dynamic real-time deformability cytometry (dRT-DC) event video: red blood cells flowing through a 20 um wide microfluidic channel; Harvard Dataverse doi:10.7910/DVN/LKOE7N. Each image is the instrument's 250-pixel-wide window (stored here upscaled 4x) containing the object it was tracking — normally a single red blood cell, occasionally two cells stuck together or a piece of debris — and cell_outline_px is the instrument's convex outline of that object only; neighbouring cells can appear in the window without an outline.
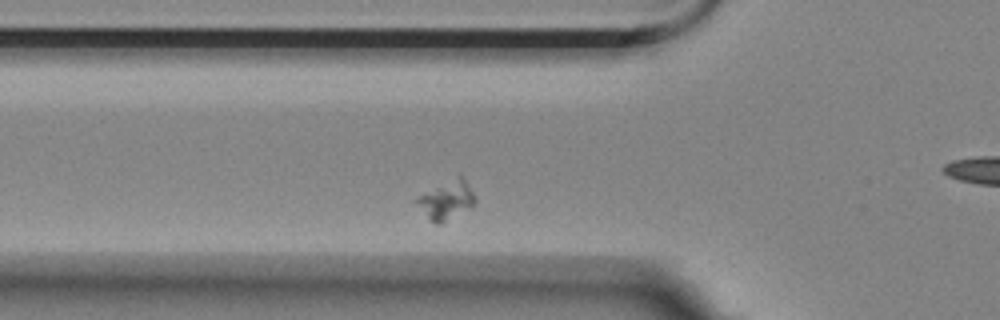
{"species": "Egyptian fruit bat (a non-hibernating species)", "species_latin": "Rousettus aegyptiacus", "temperature_condition": "room temperature", "stored_images_in_passage": 40, "camera_frame_rate_fps": 3000, "um_per_image_px": 0.085, "animal": {"sex": "female"}, "frame": {"image": 1, "passage_image": 9, "time_ms": 2.667, "image_size_px": [1000, 320], "cell_outline_px": [[476, 200], [472, 208], [440, 224], [436, 224], [428, 220], [416, 200], [416, 196], [460, 172], [476, 196]], "centroid_in_image_um": [37.99, 16.97], "position_along_channel_um": 87.8, "area_um2": 13.58}}
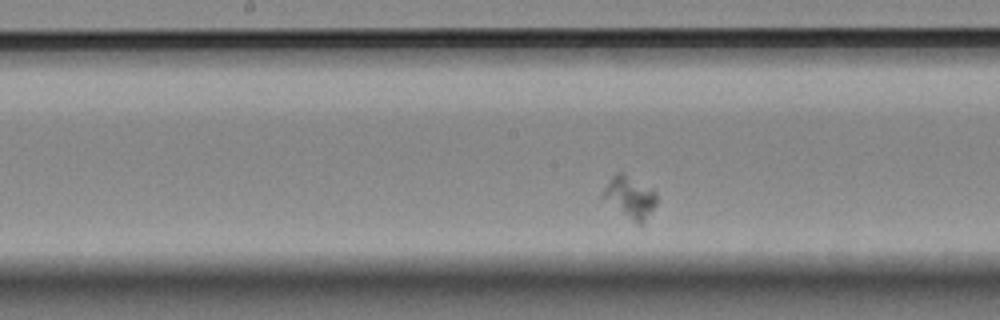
{"frame": {"image": 2, "passage_image": 19, "time_ms": 6.0, "image_size_px": [1000, 320], "cell_outline_px": [[656, 204], [644, 224], [636, 224], [600, 196], [612, 176], [616, 172], [624, 172], [652, 188], [656, 192]], "centroid_in_image_um": [53.57, 16.75], "position_along_channel_um": 194.6, "area_um2": 13.12}}
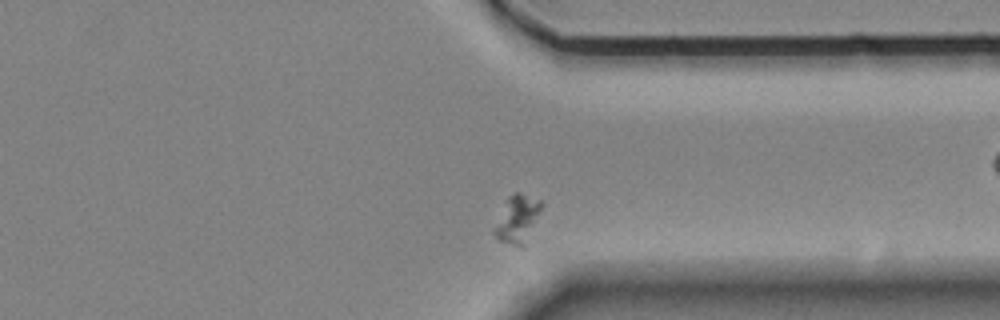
{"frame": {"image": 3, "passage_image": 35, "time_ms": 11.333, "image_size_px": [1000, 320], "cell_outline_px": [[544, 204], [524, 248], [520, 248], [496, 240], [492, 232], [492, 228], [508, 196], [516, 192], [520, 192], [540, 200]], "centroid_in_image_um": [43.96, 18.66], "position_along_channel_um": 367.4, "area_um2": 13.53}}